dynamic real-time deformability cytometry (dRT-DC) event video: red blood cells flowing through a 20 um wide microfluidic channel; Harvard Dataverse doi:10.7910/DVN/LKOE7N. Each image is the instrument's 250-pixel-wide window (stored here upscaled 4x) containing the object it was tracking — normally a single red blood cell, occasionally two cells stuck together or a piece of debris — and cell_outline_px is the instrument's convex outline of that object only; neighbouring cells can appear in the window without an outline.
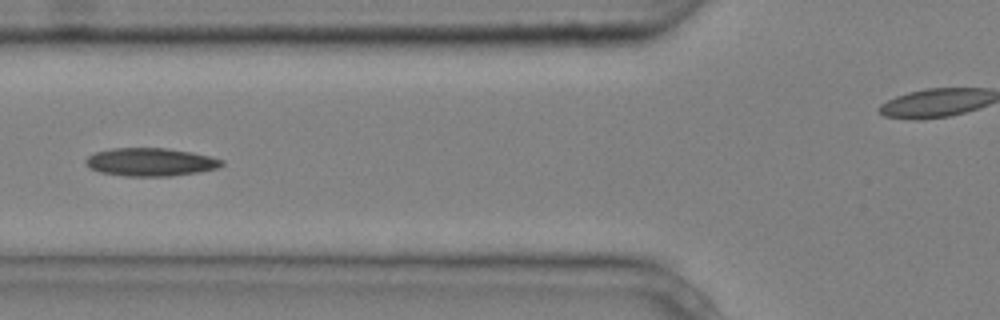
{"species": "common noctule bat (a hibernating species)", "species_latin": "Nyctalus noctula", "temperature_condition": "cold", "stored_images_in_passage": 7, "camera_frame_rate_fps": 3000, "um_per_image_px": 0.085, "animal": {"sex": "male", "body_mass_g": 20.4}, "frame": {"image": 1, "passage_image": 5, "time_ms": 1.333, "image_size_px": [1000, 320], "cell_outline_px": [[224, 164], [216, 168], [200, 172], [172, 176], [124, 176], [100, 172], [88, 168], [84, 164], [84, 160], [88, 156], [96, 152], [112, 148], [168, 148], [192, 152], [224, 160]], "centroid_in_image_um": [12.77, 13.77], "position_along_channel_um": 113.0, "area_um2": 22.43}}